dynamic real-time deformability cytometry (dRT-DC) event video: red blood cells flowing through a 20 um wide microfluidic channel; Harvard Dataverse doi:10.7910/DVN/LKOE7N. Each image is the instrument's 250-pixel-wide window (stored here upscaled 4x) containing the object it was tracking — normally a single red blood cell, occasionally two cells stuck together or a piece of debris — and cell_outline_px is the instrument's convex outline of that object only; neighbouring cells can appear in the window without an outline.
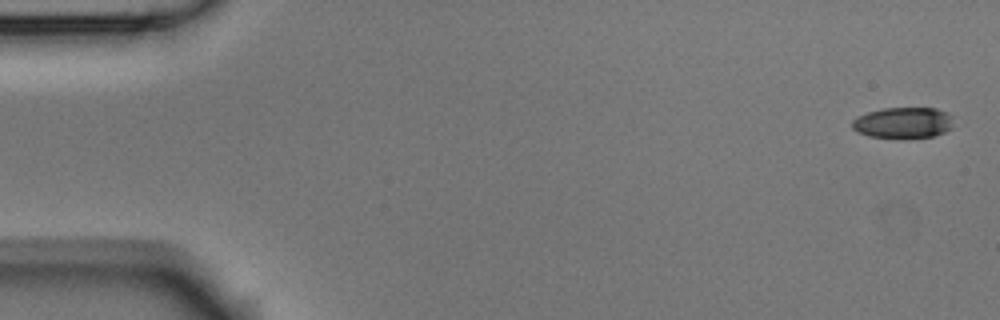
{"species": "Egyptian fruit bat (a non-hibernating species)", "species_latin": "Rousettus aegyptiacus", "temperature_condition": "room temperature", "stored_images_in_passage": 6, "segment_of_instrument_passage": [1, 2], "camera_frame_rate_fps": 3000, "um_per_image_px": 0.085, "animal": {"sex": "male"}, "frame": {"image": 1, "passage_image": 1, "time_ms": 0.0, "image_size_px": [1000, 320], "cell_outline_px": [[952, 128], [944, 132], [932, 136], [868, 136], [856, 132], [852, 128], [852, 120], [856, 116], [868, 112], [884, 108], [936, 108], [948, 112], [952, 116]], "centroid_in_image_um": [76.76, 10.39], "position_along_channel_um": 8.2, "area_um2": 17.98}}
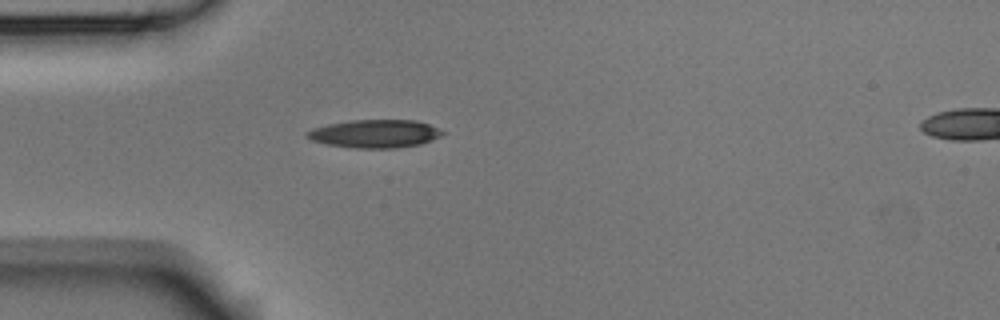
{"frame": {"image": 2, "passage_image": 5, "time_ms": 1.333, "image_size_px": [1000, 320], "cell_outline_px": [[448, 132], [432, 140], [420, 144], [396, 148], [356, 148], [328, 144], [312, 140], [304, 136], [304, 132], [312, 128], [328, 124], [348, 120], [416, 120], [428, 124]], "centroid_in_image_um": [31.86, 11.36], "position_along_channel_um": 53.1, "area_um2": 22.31}}